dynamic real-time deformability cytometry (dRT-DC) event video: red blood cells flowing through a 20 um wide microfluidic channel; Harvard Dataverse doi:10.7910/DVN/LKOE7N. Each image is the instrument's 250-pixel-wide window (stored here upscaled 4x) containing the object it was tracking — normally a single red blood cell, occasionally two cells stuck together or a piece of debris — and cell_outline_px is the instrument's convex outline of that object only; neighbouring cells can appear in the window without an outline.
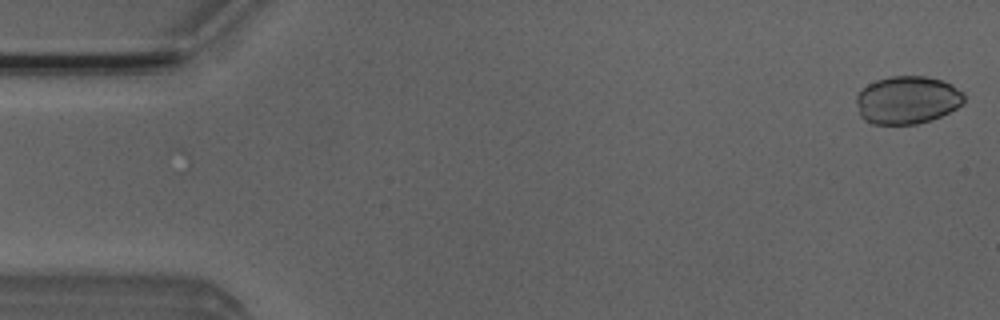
{"species": "Egyptian fruit bat (a non-hibernating species)", "species_latin": "Rousettus aegyptiacus", "temperature_condition": "room temperature", "stored_images_in_passage": 5, "camera_frame_rate_fps": 3000, "um_per_image_px": 0.085, "animal": {"sex": "male"}, "frame": {"image": 1, "passage_image": 5, "time_ms": 1.333, "image_size_px": [1000, 320], "cell_outline_px": [[964, 104], [932, 120], [916, 124], [872, 124], [864, 120], [860, 116], [856, 100], [856, 96], [868, 84], [876, 80], [888, 76], [924, 76], [944, 80], [952, 84], [964, 92]], "centroid_in_image_um": [77.14, 8.49], "position_along_channel_um": 7.9, "area_um2": 30.29}}